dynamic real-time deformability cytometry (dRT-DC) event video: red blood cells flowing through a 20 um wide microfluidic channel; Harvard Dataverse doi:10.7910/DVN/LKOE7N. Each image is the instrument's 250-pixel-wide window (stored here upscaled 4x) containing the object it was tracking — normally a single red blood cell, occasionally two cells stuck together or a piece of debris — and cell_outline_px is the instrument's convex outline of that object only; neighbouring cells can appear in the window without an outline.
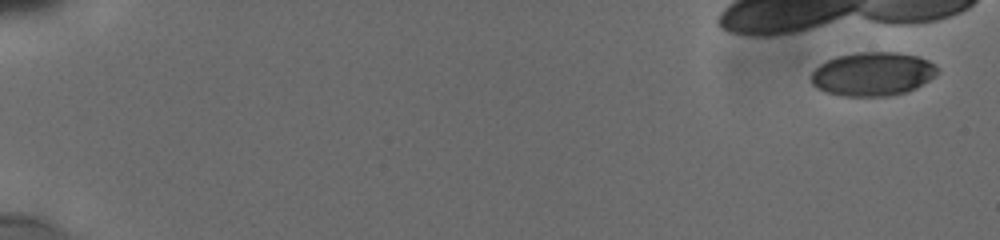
{"species": "human", "species_latin": "Homo sapiens", "temperature_condition": "cold", "stored_images_in_passage": 11, "camera_frame_rate_fps": 3000, "um_per_image_px": 0.085, "donor": {"sex": "male"}, "frame": {"image": 1, "passage_image": 1, "time_ms": 0.0, "image_size_px": [1000, 240], "cell_outline_px": [[936, 76], [916, 88], [904, 92], [888, 96], [844, 96], [824, 92], [816, 88], [812, 84], [812, 72], [820, 64], [836, 56], [860, 52], [896, 52], [916, 56], [928, 60], [936, 64]], "centroid_in_image_um": [74.17, 6.29], "position_along_channel_um": 10.8, "area_um2": 32.14}}